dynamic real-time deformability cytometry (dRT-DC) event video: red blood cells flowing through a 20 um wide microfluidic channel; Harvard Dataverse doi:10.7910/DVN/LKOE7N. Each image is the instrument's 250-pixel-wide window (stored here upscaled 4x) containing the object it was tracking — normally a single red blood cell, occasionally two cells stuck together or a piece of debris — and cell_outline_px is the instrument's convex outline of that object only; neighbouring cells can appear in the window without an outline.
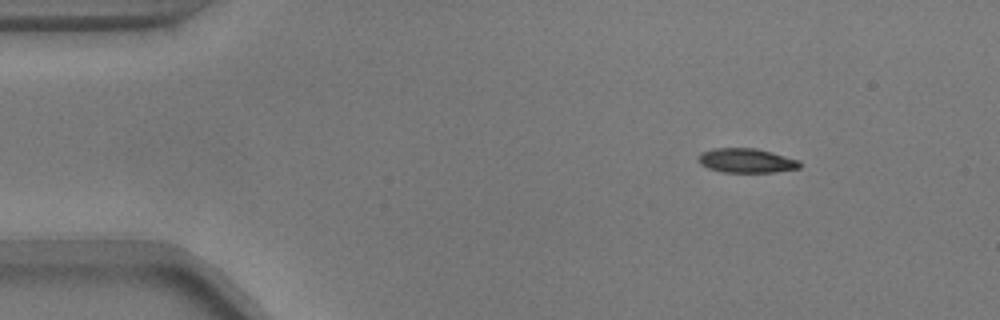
{"species": "common noctule bat (a hibernating species)", "species_latin": "Nyctalus noctula", "temperature_condition": "warm", "stored_images_in_passage": 19, "camera_frame_rate_fps": 3000, "um_per_image_px": 0.085, "animal": {"sex": "male", "body_mass_g": 17.9}, "frame": {"image": 1, "passage_image": 1, "time_ms": 0.0, "image_size_px": [1000, 320], "cell_outline_px": [[800, 168], [772, 172], [724, 172], [708, 168], [700, 164], [696, 160], [696, 156], [700, 152], [712, 148], [756, 148], [772, 152], [800, 160]], "centroid_in_image_um": [63.39, 13.64], "position_along_channel_um": 21.6, "area_um2": 14.57}}
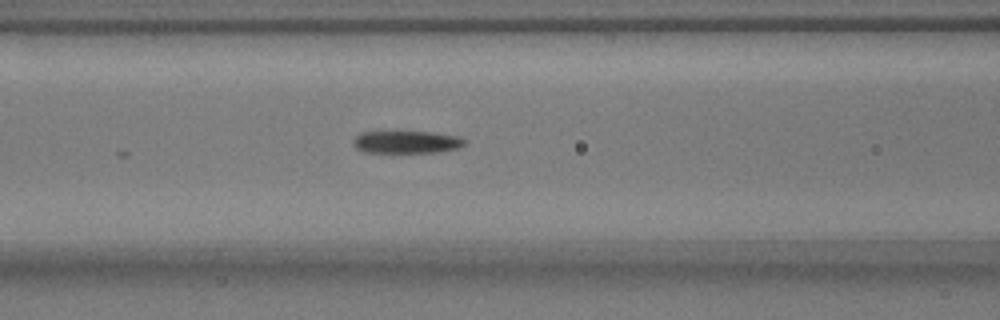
{"frame": {"image": 2, "passage_image": 16, "time_ms": 5.0, "image_size_px": [1000, 320], "cell_outline_px": [[464, 144], [460, 148], [440, 152], [364, 152], [356, 148], [352, 144], [352, 140], [360, 132], [432, 132], [456, 136], [464, 140]], "centroid_in_image_um": [34.52, 12.08], "position_along_channel_um": 132.1, "area_um2": 14.51}}
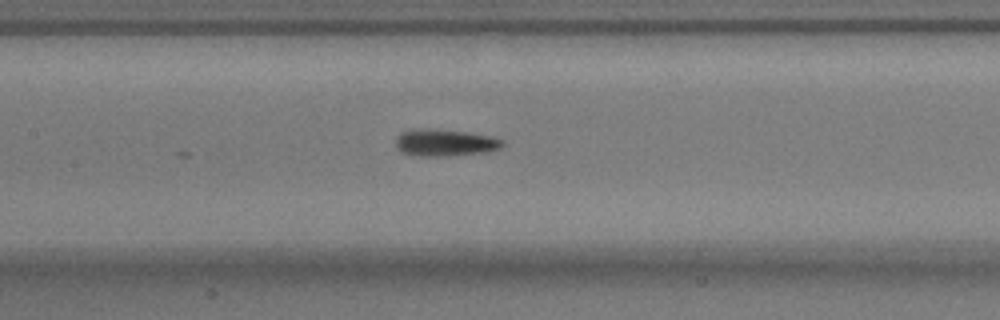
{"frame": {"image": 3, "passage_image": 19, "time_ms": 6.0, "image_size_px": [1000, 320], "cell_outline_px": [[504, 144], [500, 148], [484, 152], [444, 156], [420, 156], [400, 152], [396, 148], [396, 136], [400, 132], [412, 128], [432, 128], [468, 132], [492, 136], [504, 140]], "centroid_in_image_um": [37.77, 12.1], "position_along_channel_um": 169.6, "area_um2": 17.05}}